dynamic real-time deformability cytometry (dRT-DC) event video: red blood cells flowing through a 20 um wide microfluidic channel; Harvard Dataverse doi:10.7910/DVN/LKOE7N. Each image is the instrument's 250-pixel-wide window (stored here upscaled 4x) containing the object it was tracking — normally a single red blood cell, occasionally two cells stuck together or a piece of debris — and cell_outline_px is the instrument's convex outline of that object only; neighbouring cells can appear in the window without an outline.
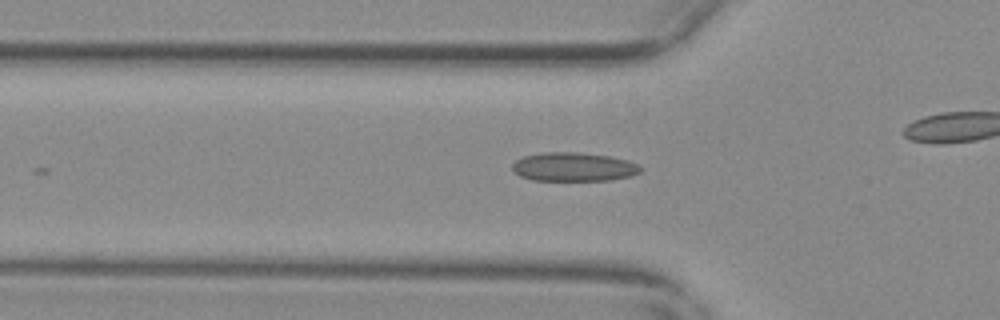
{"species": "common noctule bat (a hibernating species)", "species_latin": "Nyctalus noctula", "temperature_condition": "warm", "stored_images_in_passage": 7, "camera_frame_rate_fps": 3000, "um_per_image_px": 0.085, "animal": {"sex": "female", "body_mass_g": 29.2, "forearm_length_mm": 56.3}, "frame": {"image": 1, "passage_image": 4, "time_ms": 1.0, "image_size_px": [1000, 320], "cell_outline_px": [[640, 172], [632, 176], [612, 180], [532, 180], [520, 176], [512, 172], [512, 164], [516, 160], [524, 156], [544, 152], [576, 152], [612, 156], [628, 160], [636, 164], [640, 168]], "centroid_in_image_um": [48.74, 14.18], "position_along_channel_um": 77.1, "area_um2": 21.62}}